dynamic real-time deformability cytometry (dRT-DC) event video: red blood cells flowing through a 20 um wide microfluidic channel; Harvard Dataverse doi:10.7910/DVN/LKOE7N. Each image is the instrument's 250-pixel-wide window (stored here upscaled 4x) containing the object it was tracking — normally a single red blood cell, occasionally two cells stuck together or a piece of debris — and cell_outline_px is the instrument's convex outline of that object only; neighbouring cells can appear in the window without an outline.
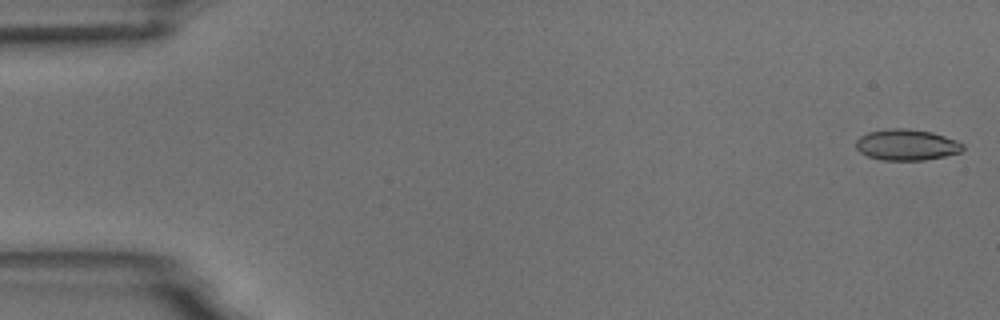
{"species": "common noctule bat (a hibernating species)", "species_latin": "Nyctalus noctula", "temperature_condition": "room temperature", "stored_images_in_passage": 5, "camera_frame_rate_fps": 3000, "um_per_image_px": 0.085, "animal": {"sex": "male", "body_mass_g": 18.8}, "frame": {"image": 1, "passage_image": 1, "time_ms": 0.0, "image_size_px": [1000, 320], "cell_outline_px": [[964, 148], [960, 152], [944, 156], [924, 160], [884, 160], [868, 156], [860, 152], [856, 148], [856, 140], [860, 136], [868, 132], [888, 128], [908, 128], [932, 132], [956, 140], [964, 144]], "centroid_in_image_um": [77.06, 12.3], "position_along_channel_um": 7.9, "area_um2": 19.36}}
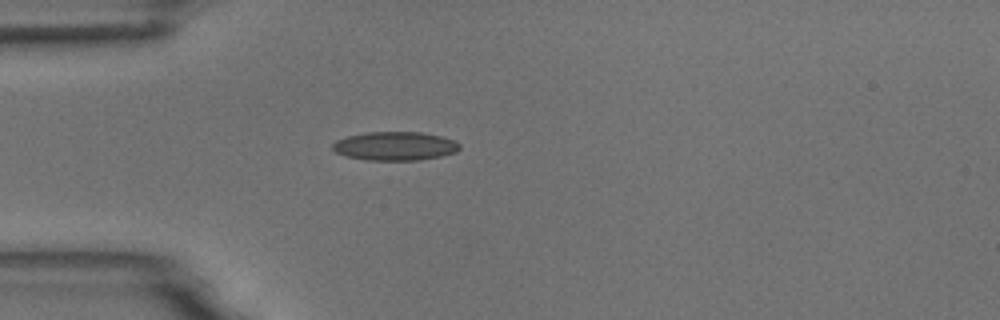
{"frame": {"image": 2, "passage_image": 5, "time_ms": 4.667, "image_size_px": [1000, 320], "cell_outline_px": [[460, 148], [456, 152], [440, 156], [420, 160], [364, 160], [344, 156], [336, 152], [332, 148], [332, 144], [336, 140], [348, 136], [364, 132], [420, 132], [440, 136], [456, 140], [460, 144]], "centroid_in_image_um": [33.56, 12.41], "position_along_channel_um": 51.4, "area_um2": 21.39}}